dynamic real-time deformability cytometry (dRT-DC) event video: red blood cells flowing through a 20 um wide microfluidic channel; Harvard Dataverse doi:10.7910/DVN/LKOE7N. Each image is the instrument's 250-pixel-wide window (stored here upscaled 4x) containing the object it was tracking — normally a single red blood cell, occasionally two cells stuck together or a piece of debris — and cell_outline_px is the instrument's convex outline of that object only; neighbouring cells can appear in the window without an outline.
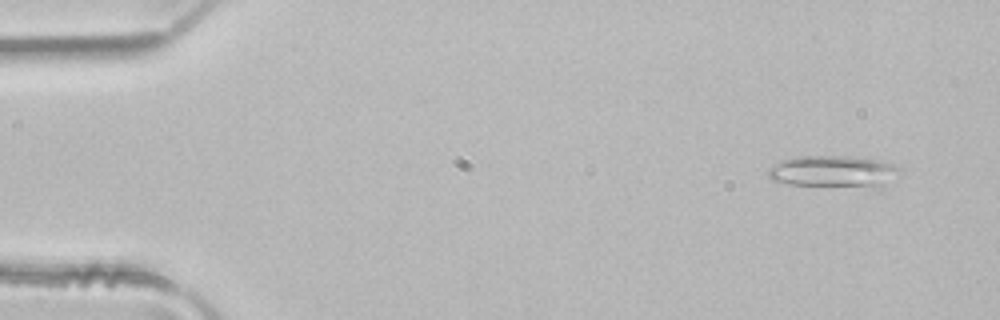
{"species": "common noctule bat (a hibernating species)", "species_latin": "Nyctalus noctula", "temperature_condition": "room temperature", "stored_images_in_passage": 5, "camera_frame_rate_fps": 3000, "um_per_image_px": 0.085, "animal": {"sex": "male", "body_mass_g": 21.5, "forearm_length_mm": 52.0}, "frame": {"image": 1, "passage_image": 2, "time_ms": 0.333, "image_size_px": [1000, 320], "cell_outline_px": [[900, 172], [876, 192], [788, 184], [772, 180], [768, 176], [768, 168], [780, 160], [796, 156], [852, 156], [880, 160], [892, 164], [900, 168]], "centroid_in_image_um": [70.91, 14.65], "position_along_channel_um": 14.1, "area_um2": 26.07}}